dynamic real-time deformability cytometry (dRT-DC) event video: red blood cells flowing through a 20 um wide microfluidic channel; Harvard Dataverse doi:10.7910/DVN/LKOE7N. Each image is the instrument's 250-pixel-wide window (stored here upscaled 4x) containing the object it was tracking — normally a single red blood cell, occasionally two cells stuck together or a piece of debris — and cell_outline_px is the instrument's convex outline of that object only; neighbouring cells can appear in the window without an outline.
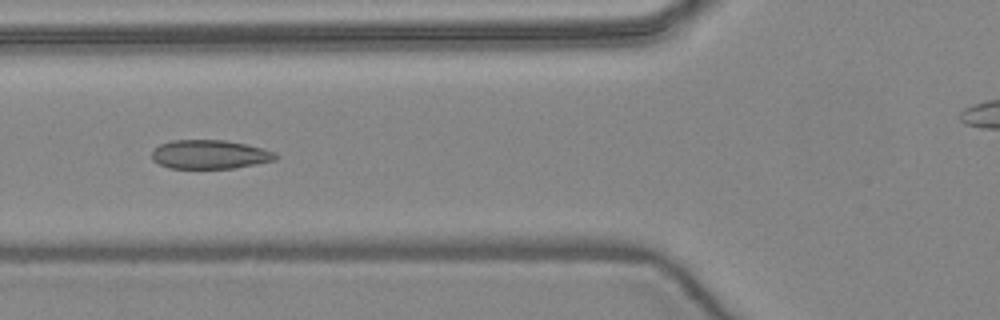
{"species": "common noctule bat (a hibernating species)", "species_latin": "Nyctalus noctula", "temperature_condition": "warm", "stored_images_in_passage": 5, "camera_frame_rate_fps": 3000, "um_per_image_px": 0.085, "animal": {"sex": "female", "body_mass_g": 24.6, "forearm_length_mm": 56.2}, "frame": {"image": 1, "passage_image": 5, "time_ms": 5.667, "image_size_px": [1000, 320], "cell_outline_px": [[280, 156], [276, 160], [256, 164], [232, 168], [168, 168], [152, 160], [152, 152], [160, 144], [172, 140], [224, 140], [264, 148], [276, 152]], "centroid_in_image_um": [17.86, 13.13], "position_along_channel_um": 107.9, "area_um2": 20.87}}